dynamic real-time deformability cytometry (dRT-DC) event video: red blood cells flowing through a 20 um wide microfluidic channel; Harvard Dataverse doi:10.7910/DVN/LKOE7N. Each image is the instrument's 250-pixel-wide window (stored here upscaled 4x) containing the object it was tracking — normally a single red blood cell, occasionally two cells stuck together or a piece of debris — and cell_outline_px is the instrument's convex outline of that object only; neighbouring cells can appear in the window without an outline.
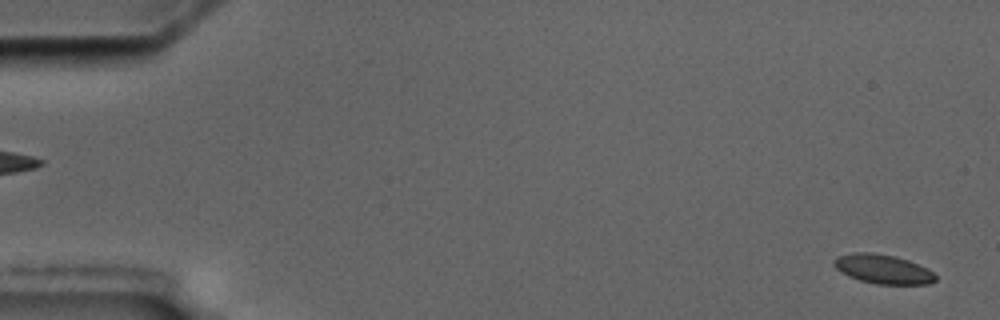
{"species": "common noctule bat (a hibernating species)", "species_latin": "Nyctalus noctula", "temperature_condition": "cold", "stored_images_in_passage": 2, "segment_of_instrument_passage": [2, 2], "camera_frame_rate_fps": 3000, "um_per_image_px": 0.085, "animal": {"sex": "male", "body_mass_g": 17.5, "forearm_length_mm": 52.3}, "frame": {"image": 1, "passage_image": 2, "time_ms": 1.333, "image_size_px": [1000, 320], "cell_outline_px": [[936, 280], [928, 284], [876, 284], [860, 280], [848, 276], [836, 268], [832, 264], [832, 260], [840, 256], [852, 252], [872, 252], [896, 256], [908, 260], [928, 268], [936, 276]], "centroid_in_image_um": [75.05, 22.86], "position_along_channel_um": 10.0, "area_um2": 17.34}}